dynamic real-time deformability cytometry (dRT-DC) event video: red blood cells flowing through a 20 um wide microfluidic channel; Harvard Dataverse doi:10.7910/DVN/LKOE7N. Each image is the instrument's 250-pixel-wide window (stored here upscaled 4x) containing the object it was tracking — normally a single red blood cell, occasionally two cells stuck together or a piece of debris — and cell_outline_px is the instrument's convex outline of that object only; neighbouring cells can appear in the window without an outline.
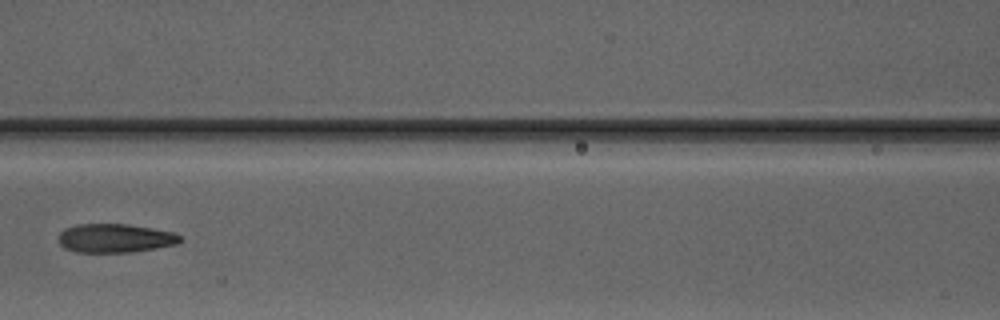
{"species": "Egyptian fruit bat (a non-hibernating species)", "species_latin": "Rousettus aegyptiacus", "temperature_condition": "warm", "stored_images_in_passage": 5, "camera_frame_rate_fps": 3000, "um_per_image_px": 0.085, "animal": {"sex": "male"}, "frame": {"image": 1, "passage_image": 5, "time_ms": 5.0, "image_size_px": [1000, 320], "cell_outline_px": [[184, 240], [176, 244], [156, 248], [132, 252], [76, 252], [64, 248], [60, 244], [60, 232], [64, 228], [76, 224], [128, 224], [172, 232], [180, 236]], "centroid_in_image_um": [9.77, 20.24], "position_along_channel_um": 156.8, "area_um2": 20.35}}